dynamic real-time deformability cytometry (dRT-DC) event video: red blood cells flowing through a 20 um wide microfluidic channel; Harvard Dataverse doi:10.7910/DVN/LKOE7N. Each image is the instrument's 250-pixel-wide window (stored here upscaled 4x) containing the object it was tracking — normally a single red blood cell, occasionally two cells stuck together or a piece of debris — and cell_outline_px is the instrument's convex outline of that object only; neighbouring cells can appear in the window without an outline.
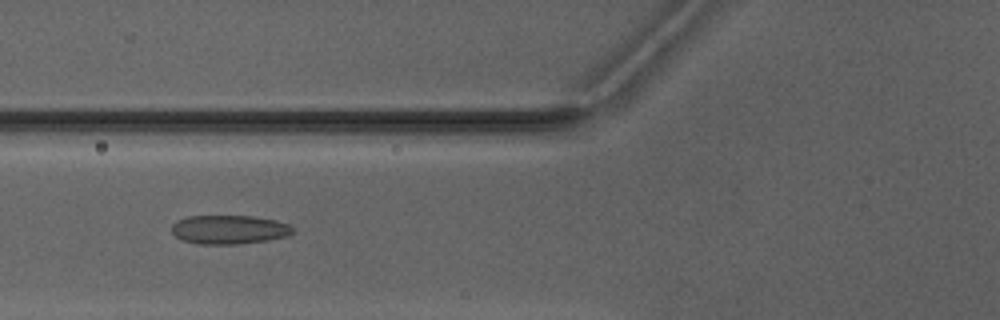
{"species": "Egyptian fruit bat (a non-hibernating species)", "species_latin": "Rousettus aegyptiacus", "temperature_condition": "warm", "stored_images_in_passage": 5, "camera_frame_rate_fps": 3000, "um_per_image_px": 0.085, "animal": {"sex": "male"}, "frame": {"image": 1, "passage_image": 5, "time_ms": 4.667, "image_size_px": [1000, 320], "cell_outline_px": [[296, 228], [288, 236], [268, 240], [240, 244], [196, 244], [180, 240], [172, 232], [172, 224], [188, 216], [252, 216], [276, 220], [288, 224]], "centroid_in_image_um": [19.49, 19.52], "position_along_channel_um": 106.3, "area_um2": 20.52}}